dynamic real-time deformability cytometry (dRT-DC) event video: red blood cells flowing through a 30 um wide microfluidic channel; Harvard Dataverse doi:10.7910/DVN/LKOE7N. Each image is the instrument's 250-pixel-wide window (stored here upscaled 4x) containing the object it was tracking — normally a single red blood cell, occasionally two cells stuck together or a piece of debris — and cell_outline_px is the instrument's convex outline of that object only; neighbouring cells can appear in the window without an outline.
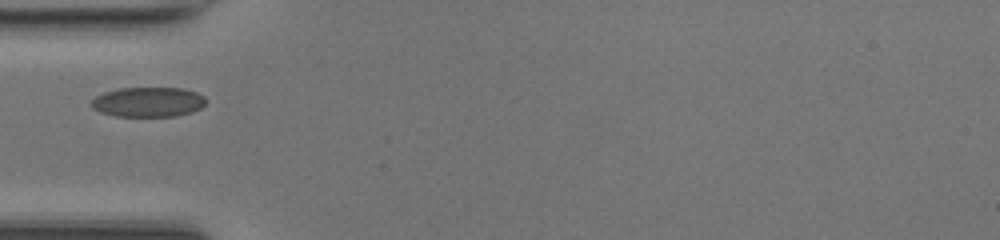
{"species": "common noctule bat (a hibernating species)", "species_latin": "Nyctalus noctula", "temperature_condition": "room temperature", "stored_images_in_passage": 9, "camera_frame_rate_fps": 3000, "um_per_image_px": 0.085, "animal": {"sex": "female", "body_mass_g": 17.0, "forearm_length_mm": 48.0}, "frame": {"image": 1, "passage_image": 1, "time_ms": 0.0, "image_size_px": [1000, 240], "cell_outline_px": [[204, 104], [200, 108], [192, 112], [176, 116], [116, 116], [100, 112], [92, 108], [88, 104], [96, 96], [104, 92], [120, 88], [184, 88], [196, 92], [204, 96]], "centroid_in_image_um": [12.56, 8.67], "position_along_channel_um": 72.4, "area_um2": 19.94}}
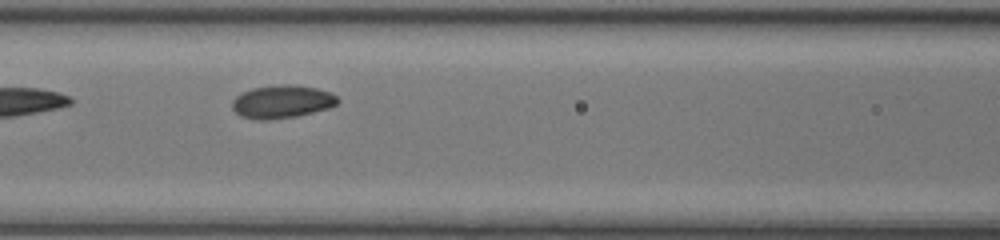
{"frame": {"image": 2, "passage_image": 6, "time_ms": 1.667, "image_size_px": [1000, 240], "cell_outline_px": [[340, 100], [336, 104], [328, 108], [296, 116], [268, 120], [256, 120], [240, 116], [232, 108], [232, 100], [236, 96], [252, 88], [280, 84], [296, 84], [316, 88], [332, 92]], "centroid_in_image_um": [23.97, 8.63], "position_along_channel_um": 142.6, "area_um2": 20.4}}